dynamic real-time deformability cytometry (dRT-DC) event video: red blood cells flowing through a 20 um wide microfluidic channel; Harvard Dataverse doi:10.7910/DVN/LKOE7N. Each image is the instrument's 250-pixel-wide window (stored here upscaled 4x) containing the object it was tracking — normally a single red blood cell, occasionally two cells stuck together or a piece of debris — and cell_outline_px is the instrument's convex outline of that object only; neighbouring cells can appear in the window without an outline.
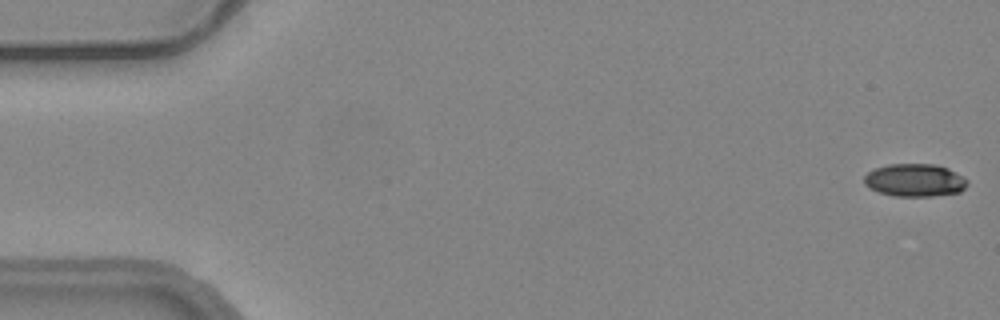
{"species": "common noctule bat (a hibernating species)", "species_latin": "Nyctalus noctula", "temperature_condition": "warm", "stored_images_in_passage": 55, "camera_frame_rate_fps": 3000, "um_per_image_px": 0.085, "animal": {"sex": "female", "body_mass_g": 24.6, "forearm_length_mm": 56.2}, "frame": {"image": 1, "passage_image": 1, "time_ms": 0.0, "image_size_px": [1000, 320], "cell_outline_px": [[968, 184], [960, 192], [932, 196], [892, 196], [868, 188], [864, 184], [864, 176], [868, 172], [876, 168], [888, 164], [936, 164], [948, 168], [968, 180]], "centroid_in_image_um": [77.75, 15.32], "position_along_channel_um": 7.3, "area_um2": 19.77}}
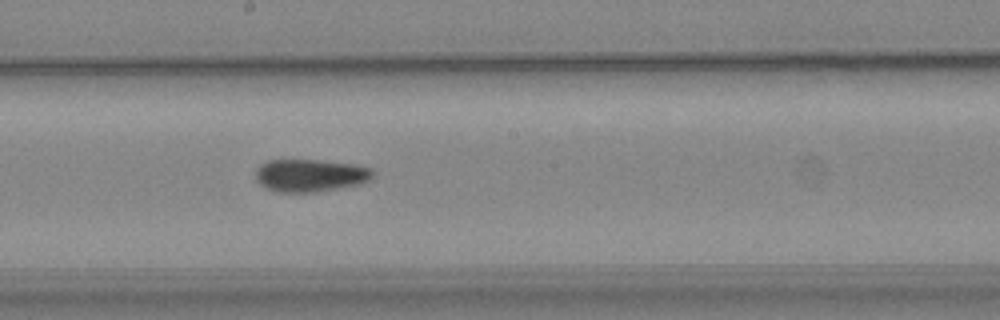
{"frame": {"image": 2, "passage_image": 30, "time_ms": 9.667, "image_size_px": [1000, 320], "cell_outline_px": [[376, 176], [372, 180], [360, 184], [316, 192], [272, 192], [264, 188], [256, 180], [256, 168], [260, 164], [268, 160], [320, 160], [356, 164], [372, 168], [376, 172]], "centroid_in_image_um": [26.41, 14.91], "position_along_channel_um": 221.8, "area_um2": 22.83}}
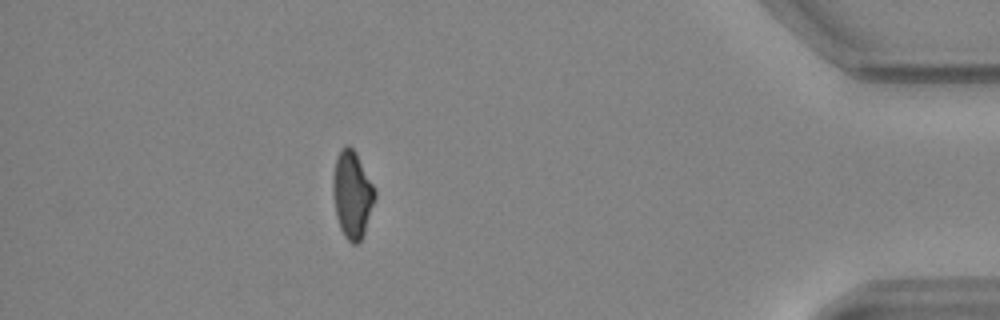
{"frame": {"image": 3, "passage_image": 49, "time_ms": 16.0, "image_size_px": [1000, 320], "cell_outline_px": [[376, 196], [364, 232], [360, 240], [356, 244], [352, 244], [344, 236], [340, 228], [336, 216], [332, 192], [332, 176], [336, 156], [340, 148], [344, 144], [348, 144], [356, 152], [376, 188]], "centroid_in_image_um": [29.92, 16.47], "position_along_channel_um": 405.3, "area_um2": 21.62}, "authors_computed_cell_mechanics": {"area_um2": 22.253, "velocity_mm_per_s": 3.7261, "shape_relaxation_time_tau1_ms": null, "shape_relaxation_time_tau2_ms": 3.5886, "deformation_change_tau1": null, "deformation_change_tau2": 0.0878}}